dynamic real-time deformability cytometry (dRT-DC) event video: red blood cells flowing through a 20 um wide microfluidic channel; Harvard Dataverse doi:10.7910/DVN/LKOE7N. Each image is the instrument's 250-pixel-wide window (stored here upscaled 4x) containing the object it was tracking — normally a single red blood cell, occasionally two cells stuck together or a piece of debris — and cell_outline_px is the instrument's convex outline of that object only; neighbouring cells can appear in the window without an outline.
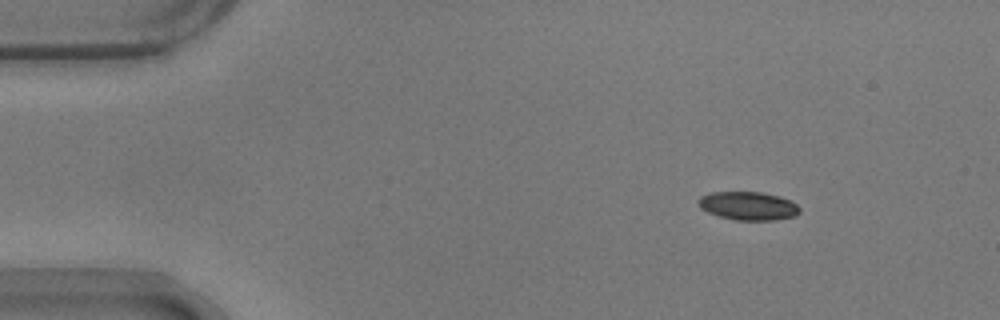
{"species": "common noctule bat (a hibernating species)", "species_latin": "Nyctalus noctula", "temperature_condition": "warm", "stored_images_in_passage": 9, "camera_frame_rate_fps": 3000, "um_per_image_px": 0.085, "animal": {"sex": "male", "body_mass_g": 17.9}, "frame": {"image": 1, "passage_image": 1, "time_ms": 0.0, "image_size_px": [1000, 320], "cell_outline_px": [[800, 212], [796, 216], [776, 220], [736, 220], [720, 216], [708, 212], [700, 208], [696, 200], [700, 196], [712, 192], [760, 192], [780, 196], [792, 200], [800, 208]], "centroid_in_image_um": [63.61, 17.49], "position_along_channel_um": 21.4, "area_um2": 16.94}}